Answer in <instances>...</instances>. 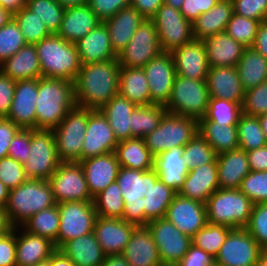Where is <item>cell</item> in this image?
<instances>
[{
  "mask_svg": "<svg viewBox=\"0 0 267 266\" xmlns=\"http://www.w3.org/2000/svg\"><path fill=\"white\" fill-rule=\"evenodd\" d=\"M137 227L120 218L98 216L93 232L106 256L119 255L123 253Z\"/></svg>",
  "mask_w": 267,
  "mask_h": 266,
  "instance_id": "obj_21",
  "label": "cell"
},
{
  "mask_svg": "<svg viewBox=\"0 0 267 266\" xmlns=\"http://www.w3.org/2000/svg\"><path fill=\"white\" fill-rule=\"evenodd\" d=\"M38 79L18 80L7 119L22 129H36Z\"/></svg>",
  "mask_w": 267,
  "mask_h": 266,
  "instance_id": "obj_22",
  "label": "cell"
},
{
  "mask_svg": "<svg viewBox=\"0 0 267 266\" xmlns=\"http://www.w3.org/2000/svg\"><path fill=\"white\" fill-rule=\"evenodd\" d=\"M144 19L145 18L130 5L121 9L104 22L109 32L113 51L117 56L130 42L132 36Z\"/></svg>",
  "mask_w": 267,
  "mask_h": 266,
  "instance_id": "obj_31",
  "label": "cell"
},
{
  "mask_svg": "<svg viewBox=\"0 0 267 266\" xmlns=\"http://www.w3.org/2000/svg\"><path fill=\"white\" fill-rule=\"evenodd\" d=\"M59 250L68 257L75 266H101L106 256L94 232L69 240L64 243Z\"/></svg>",
  "mask_w": 267,
  "mask_h": 266,
  "instance_id": "obj_35",
  "label": "cell"
},
{
  "mask_svg": "<svg viewBox=\"0 0 267 266\" xmlns=\"http://www.w3.org/2000/svg\"><path fill=\"white\" fill-rule=\"evenodd\" d=\"M159 266H178L177 264H161Z\"/></svg>",
  "mask_w": 267,
  "mask_h": 266,
  "instance_id": "obj_78",
  "label": "cell"
},
{
  "mask_svg": "<svg viewBox=\"0 0 267 266\" xmlns=\"http://www.w3.org/2000/svg\"><path fill=\"white\" fill-rule=\"evenodd\" d=\"M135 107L134 103L117 94L99 109L107 118L118 142L131 139L130 126Z\"/></svg>",
  "mask_w": 267,
  "mask_h": 266,
  "instance_id": "obj_37",
  "label": "cell"
},
{
  "mask_svg": "<svg viewBox=\"0 0 267 266\" xmlns=\"http://www.w3.org/2000/svg\"><path fill=\"white\" fill-rule=\"evenodd\" d=\"M118 59L82 64L74 80L75 104L87 109H100L119 94Z\"/></svg>",
  "mask_w": 267,
  "mask_h": 266,
  "instance_id": "obj_2",
  "label": "cell"
},
{
  "mask_svg": "<svg viewBox=\"0 0 267 266\" xmlns=\"http://www.w3.org/2000/svg\"><path fill=\"white\" fill-rule=\"evenodd\" d=\"M202 41L205 45L209 67L236 66L246 48L225 31L206 37Z\"/></svg>",
  "mask_w": 267,
  "mask_h": 266,
  "instance_id": "obj_33",
  "label": "cell"
},
{
  "mask_svg": "<svg viewBox=\"0 0 267 266\" xmlns=\"http://www.w3.org/2000/svg\"><path fill=\"white\" fill-rule=\"evenodd\" d=\"M56 249L50 239L29 233L21 226L16 227V266L45 264Z\"/></svg>",
  "mask_w": 267,
  "mask_h": 266,
  "instance_id": "obj_25",
  "label": "cell"
},
{
  "mask_svg": "<svg viewBox=\"0 0 267 266\" xmlns=\"http://www.w3.org/2000/svg\"><path fill=\"white\" fill-rule=\"evenodd\" d=\"M208 103L209 93L206 81L176 75L171 97L165 108L168 113L199 120L206 114Z\"/></svg>",
  "mask_w": 267,
  "mask_h": 266,
  "instance_id": "obj_8",
  "label": "cell"
},
{
  "mask_svg": "<svg viewBox=\"0 0 267 266\" xmlns=\"http://www.w3.org/2000/svg\"><path fill=\"white\" fill-rule=\"evenodd\" d=\"M246 152L251 171H267V145Z\"/></svg>",
  "mask_w": 267,
  "mask_h": 266,
  "instance_id": "obj_65",
  "label": "cell"
},
{
  "mask_svg": "<svg viewBox=\"0 0 267 266\" xmlns=\"http://www.w3.org/2000/svg\"><path fill=\"white\" fill-rule=\"evenodd\" d=\"M59 230L55 247L59 249L69 240L94 230L97 212L93 202L71 201L58 203Z\"/></svg>",
  "mask_w": 267,
  "mask_h": 266,
  "instance_id": "obj_11",
  "label": "cell"
},
{
  "mask_svg": "<svg viewBox=\"0 0 267 266\" xmlns=\"http://www.w3.org/2000/svg\"><path fill=\"white\" fill-rule=\"evenodd\" d=\"M162 52H172L194 39L192 23L171 6L162 4L152 18Z\"/></svg>",
  "mask_w": 267,
  "mask_h": 266,
  "instance_id": "obj_13",
  "label": "cell"
},
{
  "mask_svg": "<svg viewBox=\"0 0 267 266\" xmlns=\"http://www.w3.org/2000/svg\"><path fill=\"white\" fill-rule=\"evenodd\" d=\"M81 64L96 63L117 59L113 51L107 26L100 22L84 38L76 43Z\"/></svg>",
  "mask_w": 267,
  "mask_h": 266,
  "instance_id": "obj_27",
  "label": "cell"
},
{
  "mask_svg": "<svg viewBox=\"0 0 267 266\" xmlns=\"http://www.w3.org/2000/svg\"><path fill=\"white\" fill-rule=\"evenodd\" d=\"M14 227L10 224L7 211L5 208H0V236L10 232Z\"/></svg>",
  "mask_w": 267,
  "mask_h": 266,
  "instance_id": "obj_71",
  "label": "cell"
},
{
  "mask_svg": "<svg viewBox=\"0 0 267 266\" xmlns=\"http://www.w3.org/2000/svg\"><path fill=\"white\" fill-rule=\"evenodd\" d=\"M252 48L267 59V20L259 23Z\"/></svg>",
  "mask_w": 267,
  "mask_h": 266,
  "instance_id": "obj_67",
  "label": "cell"
},
{
  "mask_svg": "<svg viewBox=\"0 0 267 266\" xmlns=\"http://www.w3.org/2000/svg\"><path fill=\"white\" fill-rule=\"evenodd\" d=\"M253 205V202L239 188H219L206 203L208 223L245 228L249 223Z\"/></svg>",
  "mask_w": 267,
  "mask_h": 266,
  "instance_id": "obj_6",
  "label": "cell"
},
{
  "mask_svg": "<svg viewBox=\"0 0 267 266\" xmlns=\"http://www.w3.org/2000/svg\"><path fill=\"white\" fill-rule=\"evenodd\" d=\"M9 196V189L0 180V208H5Z\"/></svg>",
  "mask_w": 267,
  "mask_h": 266,
  "instance_id": "obj_72",
  "label": "cell"
},
{
  "mask_svg": "<svg viewBox=\"0 0 267 266\" xmlns=\"http://www.w3.org/2000/svg\"><path fill=\"white\" fill-rule=\"evenodd\" d=\"M76 106L74 82L40 77L36 98V129L52 130Z\"/></svg>",
  "mask_w": 267,
  "mask_h": 266,
  "instance_id": "obj_3",
  "label": "cell"
},
{
  "mask_svg": "<svg viewBox=\"0 0 267 266\" xmlns=\"http://www.w3.org/2000/svg\"><path fill=\"white\" fill-rule=\"evenodd\" d=\"M258 119L267 142V113L259 115Z\"/></svg>",
  "mask_w": 267,
  "mask_h": 266,
  "instance_id": "obj_75",
  "label": "cell"
},
{
  "mask_svg": "<svg viewBox=\"0 0 267 266\" xmlns=\"http://www.w3.org/2000/svg\"><path fill=\"white\" fill-rule=\"evenodd\" d=\"M257 266H267V248H262Z\"/></svg>",
  "mask_w": 267,
  "mask_h": 266,
  "instance_id": "obj_76",
  "label": "cell"
},
{
  "mask_svg": "<svg viewBox=\"0 0 267 266\" xmlns=\"http://www.w3.org/2000/svg\"><path fill=\"white\" fill-rule=\"evenodd\" d=\"M31 143V129H20L10 142L8 156L25 164L29 157Z\"/></svg>",
  "mask_w": 267,
  "mask_h": 266,
  "instance_id": "obj_58",
  "label": "cell"
},
{
  "mask_svg": "<svg viewBox=\"0 0 267 266\" xmlns=\"http://www.w3.org/2000/svg\"><path fill=\"white\" fill-rule=\"evenodd\" d=\"M35 47L42 77L74 82L82 66L75 43L51 34L36 43Z\"/></svg>",
  "mask_w": 267,
  "mask_h": 266,
  "instance_id": "obj_4",
  "label": "cell"
},
{
  "mask_svg": "<svg viewBox=\"0 0 267 266\" xmlns=\"http://www.w3.org/2000/svg\"><path fill=\"white\" fill-rule=\"evenodd\" d=\"M80 164L92 198L117 180L120 165L115 152L81 160Z\"/></svg>",
  "mask_w": 267,
  "mask_h": 266,
  "instance_id": "obj_23",
  "label": "cell"
},
{
  "mask_svg": "<svg viewBox=\"0 0 267 266\" xmlns=\"http://www.w3.org/2000/svg\"><path fill=\"white\" fill-rule=\"evenodd\" d=\"M209 97L227 99L243 104L245 90L236 66L210 67L207 74Z\"/></svg>",
  "mask_w": 267,
  "mask_h": 266,
  "instance_id": "obj_24",
  "label": "cell"
},
{
  "mask_svg": "<svg viewBox=\"0 0 267 266\" xmlns=\"http://www.w3.org/2000/svg\"><path fill=\"white\" fill-rule=\"evenodd\" d=\"M261 248H267V203L254 204L245 227Z\"/></svg>",
  "mask_w": 267,
  "mask_h": 266,
  "instance_id": "obj_54",
  "label": "cell"
},
{
  "mask_svg": "<svg viewBox=\"0 0 267 266\" xmlns=\"http://www.w3.org/2000/svg\"><path fill=\"white\" fill-rule=\"evenodd\" d=\"M217 189H219L218 168L215 160L213 163L189 170L178 194L206 204Z\"/></svg>",
  "mask_w": 267,
  "mask_h": 266,
  "instance_id": "obj_26",
  "label": "cell"
},
{
  "mask_svg": "<svg viewBox=\"0 0 267 266\" xmlns=\"http://www.w3.org/2000/svg\"><path fill=\"white\" fill-rule=\"evenodd\" d=\"M27 44H36L51 35L43 20L26 6L13 14Z\"/></svg>",
  "mask_w": 267,
  "mask_h": 266,
  "instance_id": "obj_47",
  "label": "cell"
},
{
  "mask_svg": "<svg viewBox=\"0 0 267 266\" xmlns=\"http://www.w3.org/2000/svg\"><path fill=\"white\" fill-rule=\"evenodd\" d=\"M231 229L225 225L207 223L191 237L192 244L215 258Z\"/></svg>",
  "mask_w": 267,
  "mask_h": 266,
  "instance_id": "obj_45",
  "label": "cell"
},
{
  "mask_svg": "<svg viewBox=\"0 0 267 266\" xmlns=\"http://www.w3.org/2000/svg\"><path fill=\"white\" fill-rule=\"evenodd\" d=\"M239 190L253 204L267 203V171H250L242 180Z\"/></svg>",
  "mask_w": 267,
  "mask_h": 266,
  "instance_id": "obj_53",
  "label": "cell"
},
{
  "mask_svg": "<svg viewBox=\"0 0 267 266\" xmlns=\"http://www.w3.org/2000/svg\"><path fill=\"white\" fill-rule=\"evenodd\" d=\"M101 266H130L127 260L122 256L119 255H107Z\"/></svg>",
  "mask_w": 267,
  "mask_h": 266,
  "instance_id": "obj_70",
  "label": "cell"
},
{
  "mask_svg": "<svg viewBox=\"0 0 267 266\" xmlns=\"http://www.w3.org/2000/svg\"><path fill=\"white\" fill-rule=\"evenodd\" d=\"M184 146L173 147L154 157V167L159 180L177 193L189 173L184 158Z\"/></svg>",
  "mask_w": 267,
  "mask_h": 266,
  "instance_id": "obj_29",
  "label": "cell"
},
{
  "mask_svg": "<svg viewBox=\"0 0 267 266\" xmlns=\"http://www.w3.org/2000/svg\"><path fill=\"white\" fill-rule=\"evenodd\" d=\"M26 44L19 25L11 18L0 28V65Z\"/></svg>",
  "mask_w": 267,
  "mask_h": 266,
  "instance_id": "obj_51",
  "label": "cell"
},
{
  "mask_svg": "<svg viewBox=\"0 0 267 266\" xmlns=\"http://www.w3.org/2000/svg\"><path fill=\"white\" fill-rule=\"evenodd\" d=\"M63 7L88 4L89 0H57Z\"/></svg>",
  "mask_w": 267,
  "mask_h": 266,
  "instance_id": "obj_74",
  "label": "cell"
},
{
  "mask_svg": "<svg viewBox=\"0 0 267 266\" xmlns=\"http://www.w3.org/2000/svg\"><path fill=\"white\" fill-rule=\"evenodd\" d=\"M219 0H184L180 12L191 23L209 11Z\"/></svg>",
  "mask_w": 267,
  "mask_h": 266,
  "instance_id": "obj_62",
  "label": "cell"
},
{
  "mask_svg": "<svg viewBox=\"0 0 267 266\" xmlns=\"http://www.w3.org/2000/svg\"><path fill=\"white\" fill-rule=\"evenodd\" d=\"M46 266H75L59 249H56L45 263Z\"/></svg>",
  "mask_w": 267,
  "mask_h": 266,
  "instance_id": "obj_68",
  "label": "cell"
},
{
  "mask_svg": "<svg viewBox=\"0 0 267 266\" xmlns=\"http://www.w3.org/2000/svg\"><path fill=\"white\" fill-rule=\"evenodd\" d=\"M164 0H131L133 6L145 19H152Z\"/></svg>",
  "mask_w": 267,
  "mask_h": 266,
  "instance_id": "obj_66",
  "label": "cell"
},
{
  "mask_svg": "<svg viewBox=\"0 0 267 266\" xmlns=\"http://www.w3.org/2000/svg\"><path fill=\"white\" fill-rule=\"evenodd\" d=\"M235 14L248 19L267 20V0H232Z\"/></svg>",
  "mask_w": 267,
  "mask_h": 266,
  "instance_id": "obj_57",
  "label": "cell"
},
{
  "mask_svg": "<svg viewBox=\"0 0 267 266\" xmlns=\"http://www.w3.org/2000/svg\"><path fill=\"white\" fill-rule=\"evenodd\" d=\"M29 157L23 164L28 179L49 180L60 165L52 130L31 129Z\"/></svg>",
  "mask_w": 267,
  "mask_h": 266,
  "instance_id": "obj_10",
  "label": "cell"
},
{
  "mask_svg": "<svg viewBox=\"0 0 267 266\" xmlns=\"http://www.w3.org/2000/svg\"><path fill=\"white\" fill-rule=\"evenodd\" d=\"M16 81L0 71V117H7L15 93Z\"/></svg>",
  "mask_w": 267,
  "mask_h": 266,
  "instance_id": "obj_61",
  "label": "cell"
},
{
  "mask_svg": "<svg viewBox=\"0 0 267 266\" xmlns=\"http://www.w3.org/2000/svg\"><path fill=\"white\" fill-rule=\"evenodd\" d=\"M59 224V210L58 205L55 204L31 216L21 227L29 233L48 238L55 243Z\"/></svg>",
  "mask_w": 267,
  "mask_h": 266,
  "instance_id": "obj_43",
  "label": "cell"
},
{
  "mask_svg": "<svg viewBox=\"0 0 267 266\" xmlns=\"http://www.w3.org/2000/svg\"><path fill=\"white\" fill-rule=\"evenodd\" d=\"M130 4L131 0H89L88 2L90 9L101 22H105Z\"/></svg>",
  "mask_w": 267,
  "mask_h": 266,
  "instance_id": "obj_59",
  "label": "cell"
},
{
  "mask_svg": "<svg viewBox=\"0 0 267 266\" xmlns=\"http://www.w3.org/2000/svg\"><path fill=\"white\" fill-rule=\"evenodd\" d=\"M233 13L232 0H219L209 11L192 22L194 39L203 40L224 32Z\"/></svg>",
  "mask_w": 267,
  "mask_h": 266,
  "instance_id": "obj_36",
  "label": "cell"
},
{
  "mask_svg": "<svg viewBox=\"0 0 267 266\" xmlns=\"http://www.w3.org/2000/svg\"><path fill=\"white\" fill-rule=\"evenodd\" d=\"M236 67L245 91L267 80V59L252 47L245 48Z\"/></svg>",
  "mask_w": 267,
  "mask_h": 266,
  "instance_id": "obj_41",
  "label": "cell"
},
{
  "mask_svg": "<svg viewBox=\"0 0 267 266\" xmlns=\"http://www.w3.org/2000/svg\"><path fill=\"white\" fill-rule=\"evenodd\" d=\"M183 158L189 170H192L203 164L213 163L217 154L207 141L197 133L185 144Z\"/></svg>",
  "mask_w": 267,
  "mask_h": 266,
  "instance_id": "obj_50",
  "label": "cell"
},
{
  "mask_svg": "<svg viewBox=\"0 0 267 266\" xmlns=\"http://www.w3.org/2000/svg\"><path fill=\"white\" fill-rule=\"evenodd\" d=\"M166 112L165 106L160 104L136 106L132 112L131 138H144L154 131Z\"/></svg>",
  "mask_w": 267,
  "mask_h": 266,
  "instance_id": "obj_42",
  "label": "cell"
},
{
  "mask_svg": "<svg viewBox=\"0 0 267 266\" xmlns=\"http://www.w3.org/2000/svg\"><path fill=\"white\" fill-rule=\"evenodd\" d=\"M118 144L107 118L99 109H88V124L83 139L81 160L115 152Z\"/></svg>",
  "mask_w": 267,
  "mask_h": 266,
  "instance_id": "obj_18",
  "label": "cell"
},
{
  "mask_svg": "<svg viewBox=\"0 0 267 266\" xmlns=\"http://www.w3.org/2000/svg\"><path fill=\"white\" fill-rule=\"evenodd\" d=\"M0 266H16V227L0 236Z\"/></svg>",
  "mask_w": 267,
  "mask_h": 266,
  "instance_id": "obj_60",
  "label": "cell"
},
{
  "mask_svg": "<svg viewBox=\"0 0 267 266\" xmlns=\"http://www.w3.org/2000/svg\"><path fill=\"white\" fill-rule=\"evenodd\" d=\"M27 0H0L1 6L12 15L26 6Z\"/></svg>",
  "mask_w": 267,
  "mask_h": 266,
  "instance_id": "obj_69",
  "label": "cell"
},
{
  "mask_svg": "<svg viewBox=\"0 0 267 266\" xmlns=\"http://www.w3.org/2000/svg\"><path fill=\"white\" fill-rule=\"evenodd\" d=\"M0 71L15 81L42 77L35 44L24 45L16 54L0 65Z\"/></svg>",
  "mask_w": 267,
  "mask_h": 266,
  "instance_id": "obj_34",
  "label": "cell"
},
{
  "mask_svg": "<svg viewBox=\"0 0 267 266\" xmlns=\"http://www.w3.org/2000/svg\"><path fill=\"white\" fill-rule=\"evenodd\" d=\"M178 266H215V258L191 244Z\"/></svg>",
  "mask_w": 267,
  "mask_h": 266,
  "instance_id": "obj_63",
  "label": "cell"
},
{
  "mask_svg": "<svg viewBox=\"0 0 267 266\" xmlns=\"http://www.w3.org/2000/svg\"><path fill=\"white\" fill-rule=\"evenodd\" d=\"M23 164L7 156L0 159V180L9 189H15L27 180Z\"/></svg>",
  "mask_w": 267,
  "mask_h": 266,
  "instance_id": "obj_56",
  "label": "cell"
},
{
  "mask_svg": "<svg viewBox=\"0 0 267 266\" xmlns=\"http://www.w3.org/2000/svg\"><path fill=\"white\" fill-rule=\"evenodd\" d=\"M261 249L246 228H232L215 257V266H257Z\"/></svg>",
  "mask_w": 267,
  "mask_h": 266,
  "instance_id": "obj_15",
  "label": "cell"
},
{
  "mask_svg": "<svg viewBox=\"0 0 267 266\" xmlns=\"http://www.w3.org/2000/svg\"><path fill=\"white\" fill-rule=\"evenodd\" d=\"M165 218L183 234L192 237L207 223L206 204L176 194Z\"/></svg>",
  "mask_w": 267,
  "mask_h": 266,
  "instance_id": "obj_19",
  "label": "cell"
},
{
  "mask_svg": "<svg viewBox=\"0 0 267 266\" xmlns=\"http://www.w3.org/2000/svg\"><path fill=\"white\" fill-rule=\"evenodd\" d=\"M119 94L136 106L151 104L150 88L143 68L121 67Z\"/></svg>",
  "mask_w": 267,
  "mask_h": 266,
  "instance_id": "obj_39",
  "label": "cell"
},
{
  "mask_svg": "<svg viewBox=\"0 0 267 266\" xmlns=\"http://www.w3.org/2000/svg\"><path fill=\"white\" fill-rule=\"evenodd\" d=\"M55 204L48 180L27 179L20 186L9 190L5 209L10 224L19 227L34 214Z\"/></svg>",
  "mask_w": 267,
  "mask_h": 266,
  "instance_id": "obj_5",
  "label": "cell"
},
{
  "mask_svg": "<svg viewBox=\"0 0 267 266\" xmlns=\"http://www.w3.org/2000/svg\"><path fill=\"white\" fill-rule=\"evenodd\" d=\"M100 22L88 4L66 7L57 35L67 42L76 43Z\"/></svg>",
  "mask_w": 267,
  "mask_h": 266,
  "instance_id": "obj_28",
  "label": "cell"
},
{
  "mask_svg": "<svg viewBox=\"0 0 267 266\" xmlns=\"http://www.w3.org/2000/svg\"><path fill=\"white\" fill-rule=\"evenodd\" d=\"M242 113L250 116L267 113V80L245 91Z\"/></svg>",
  "mask_w": 267,
  "mask_h": 266,
  "instance_id": "obj_55",
  "label": "cell"
},
{
  "mask_svg": "<svg viewBox=\"0 0 267 266\" xmlns=\"http://www.w3.org/2000/svg\"><path fill=\"white\" fill-rule=\"evenodd\" d=\"M161 52L158 32L153 20L144 19L117 59L120 67L143 68Z\"/></svg>",
  "mask_w": 267,
  "mask_h": 266,
  "instance_id": "obj_14",
  "label": "cell"
},
{
  "mask_svg": "<svg viewBox=\"0 0 267 266\" xmlns=\"http://www.w3.org/2000/svg\"><path fill=\"white\" fill-rule=\"evenodd\" d=\"M242 114V105L237 102L209 97L204 117L207 120L223 125H237Z\"/></svg>",
  "mask_w": 267,
  "mask_h": 266,
  "instance_id": "obj_48",
  "label": "cell"
},
{
  "mask_svg": "<svg viewBox=\"0 0 267 266\" xmlns=\"http://www.w3.org/2000/svg\"><path fill=\"white\" fill-rule=\"evenodd\" d=\"M26 7L44 21L51 34H57L65 10L57 0H27Z\"/></svg>",
  "mask_w": 267,
  "mask_h": 266,
  "instance_id": "obj_49",
  "label": "cell"
},
{
  "mask_svg": "<svg viewBox=\"0 0 267 266\" xmlns=\"http://www.w3.org/2000/svg\"><path fill=\"white\" fill-rule=\"evenodd\" d=\"M124 200L122 219L136 226L165 218L168 207L177 194L162 183L156 171H141L120 167L117 175Z\"/></svg>",
  "mask_w": 267,
  "mask_h": 266,
  "instance_id": "obj_1",
  "label": "cell"
},
{
  "mask_svg": "<svg viewBox=\"0 0 267 266\" xmlns=\"http://www.w3.org/2000/svg\"><path fill=\"white\" fill-rule=\"evenodd\" d=\"M122 256L130 266L161 265L157 245L147 226H138L125 247Z\"/></svg>",
  "mask_w": 267,
  "mask_h": 266,
  "instance_id": "obj_30",
  "label": "cell"
},
{
  "mask_svg": "<svg viewBox=\"0 0 267 266\" xmlns=\"http://www.w3.org/2000/svg\"><path fill=\"white\" fill-rule=\"evenodd\" d=\"M237 129L240 149L249 151L267 145L258 116L242 113L237 123Z\"/></svg>",
  "mask_w": 267,
  "mask_h": 266,
  "instance_id": "obj_46",
  "label": "cell"
},
{
  "mask_svg": "<svg viewBox=\"0 0 267 266\" xmlns=\"http://www.w3.org/2000/svg\"><path fill=\"white\" fill-rule=\"evenodd\" d=\"M198 133L219 155L239 148L237 125H223L202 117L198 120Z\"/></svg>",
  "mask_w": 267,
  "mask_h": 266,
  "instance_id": "obj_38",
  "label": "cell"
},
{
  "mask_svg": "<svg viewBox=\"0 0 267 266\" xmlns=\"http://www.w3.org/2000/svg\"><path fill=\"white\" fill-rule=\"evenodd\" d=\"M115 154L120 167L149 171L154 167V156L145 145L143 138L120 141Z\"/></svg>",
  "mask_w": 267,
  "mask_h": 266,
  "instance_id": "obj_40",
  "label": "cell"
},
{
  "mask_svg": "<svg viewBox=\"0 0 267 266\" xmlns=\"http://www.w3.org/2000/svg\"><path fill=\"white\" fill-rule=\"evenodd\" d=\"M176 75L206 81L209 64L204 42L193 39L171 52Z\"/></svg>",
  "mask_w": 267,
  "mask_h": 266,
  "instance_id": "obj_20",
  "label": "cell"
},
{
  "mask_svg": "<svg viewBox=\"0 0 267 266\" xmlns=\"http://www.w3.org/2000/svg\"><path fill=\"white\" fill-rule=\"evenodd\" d=\"M144 73L150 88L151 104L166 105L171 97L176 77L171 52H161L144 67Z\"/></svg>",
  "mask_w": 267,
  "mask_h": 266,
  "instance_id": "obj_17",
  "label": "cell"
},
{
  "mask_svg": "<svg viewBox=\"0 0 267 266\" xmlns=\"http://www.w3.org/2000/svg\"><path fill=\"white\" fill-rule=\"evenodd\" d=\"M55 203L93 202L80 162H61L48 180Z\"/></svg>",
  "mask_w": 267,
  "mask_h": 266,
  "instance_id": "obj_12",
  "label": "cell"
},
{
  "mask_svg": "<svg viewBox=\"0 0 267 266\" xmlns=\"http://www.w3.org/2000/svg\"><path fill=\"white\" fill-rule=\"evenodd\" d=\"M162 264H178L192 244L191 237L183 234L166 218L152 220L147 224Z\"/></svg>",
  "mask_w": 267,
  "mask_h": 266,
  "instance_id": "obj_16",
  "label": "cell"
},
{
  "mask_svg": "<svg viewBox=\"0 0 267 266\" xmlns=\"http://www.w3.org/2000/svg\"><path fill=\"white\" fill-rule=\"evenodd\" d=\"M21 128L6 117H0V159L8 156L11 140Z\"/></svg>",
  "mask_w": 267,
  "mask_h": 266,
  "instance_id": "obj_64",
  "label": "cell"
},
{
  "mask_svg": "<svg viewBox=\"0 0 267 266\" xmlns=\"http://www.w3.org/2000/svg\"><path fill=\"white\" fill-rule=\"evenodd\" d=\"M198 133V119L166 112L158 127L143 139L155 157L173 147L185 146Z\"/></svg>",
  "mask_w": 267,
  "mask_h": 266,
  "instance_id": "obj_7",
  "label": "cell"
},
{
  "mask_svg": "<svg viewBox=\"0 0 267 266\" xmlns=\"http://www.w3.org/2000/svg\"><path fill=\"white\" fill-rule=\"evenodd\" d=\"M260 21L232 14L225 32L246 48L252 47Z\"/></svg>",
  "mask_w": 267,
  "mask_h": 266,
  "instance_id": "obj_52",
  "label": "cell"
},
{
  "mask_svg": "<svg viewBox=\"0 0 267 266\" xmlns=\"http://www.w3.org/2000/svg\"><path fill=\"white\" fill-rule=\"evenodd\" d=\"M218 183L220 189H237L250 173L247 152L240 148L217 155Z\"/></svg>",
  "mask_w": 267,
  "mask_h": 266,
  "instance_id": "obj_32",
  "label": "cell"
},
{
  "mask_svg": "<svg viewBox=\"0 0 267 266\" xmlns=\"http://www.w3.org/2000/svg\"><path fill=\"white\" fill-rule=\"evenodd\" d=\"M11 18H13V15L5 10L1 4H0V28L3 27Z\"/></svg>",
  "mask_w": 267,
  "mask_h": 266,
  "instance_id": "obj_73",
  "label": "cell"
},
{
  "mask_svg": "<svg viewBox=\"0 0 267 266\" xmlns=\"http://www.w3.org/2000/svg\"><path fill=\"white\" fill-rule=\"evenodd\" d=\"M97 216L104 218H120L124 211V200L117 181L109 184L101 193L93 198Z\"/></svg>",
  "mask_w": 267,
  "mask_h": 266,
  "instance_id": "obj_44",
  "label": "cell"
},
{
  "mask_svg": "<svg viewBox=\"0 0 267 266\" xmlns=\"http://www.w3.org/2000/svg\"><path fill=\"white\" fill-rule=\"evenodd\" d=\"M184 0H164V4L180 10Z\"/></svg>",
  "mask_w": 267,
  "mask_h": 266,
  "instance_id": "obj_77",
  "label": "cell"
},
{
  "mask_svg": "<svg viewBox=\"0 0 267 266\" xmlns=\"http://www.w3.org/2000/svg\"><path fill=\"white\" fill-rule=\"evenodd\" d=\"M88 124V109L75 106L61 123L52 129L61 162H80L83 139Z\"/></svg>",
  "mask_w": 267,
  "mask_h": 266,
  "instance_id": "obj_9",
  "label": "cell"
}]
</instances>
